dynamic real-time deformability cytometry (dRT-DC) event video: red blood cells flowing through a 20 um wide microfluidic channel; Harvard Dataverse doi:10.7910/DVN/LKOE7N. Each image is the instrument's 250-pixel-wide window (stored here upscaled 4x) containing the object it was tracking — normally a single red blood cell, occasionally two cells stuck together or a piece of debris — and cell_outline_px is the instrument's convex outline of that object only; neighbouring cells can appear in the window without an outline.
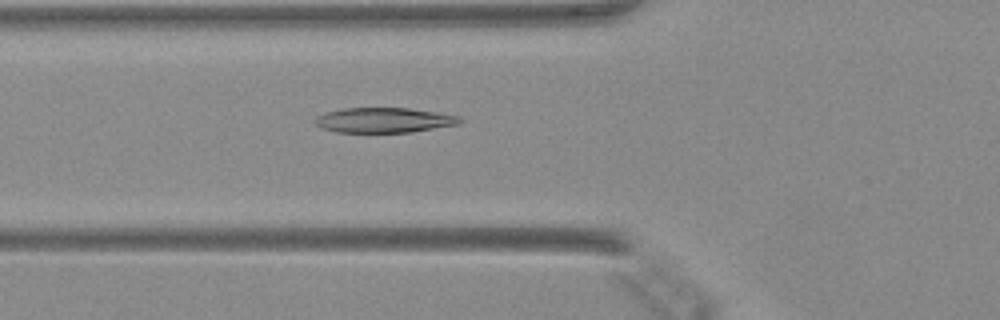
{"species": "Egyptian fruit bat (a non-hibernating species)", "species_latin": "Rousettus aegyptiacus", "temperature_condition": "warm", "stored_images_in_passage": 39, "camera_frame_rate_fps": 3000, "um_per_image_px": 0.085, "animal": {"sex": "female"}, "frame": {"image": 1, "passage_image": 18, "time_ms": 5.667, "image_size_px": [1000, 320], "cell_outline_px": [[460, 124], [412, 132], [336, 132], [320, 128], [312, 120], [316, 116], [324, 112], [344, 108], [408, 108], [440, 112], [460, 116]], "centroid_in_image_um": [32.61, 10.21], "position_along_channel_um": 93.2, "area_um2": 21.33}}
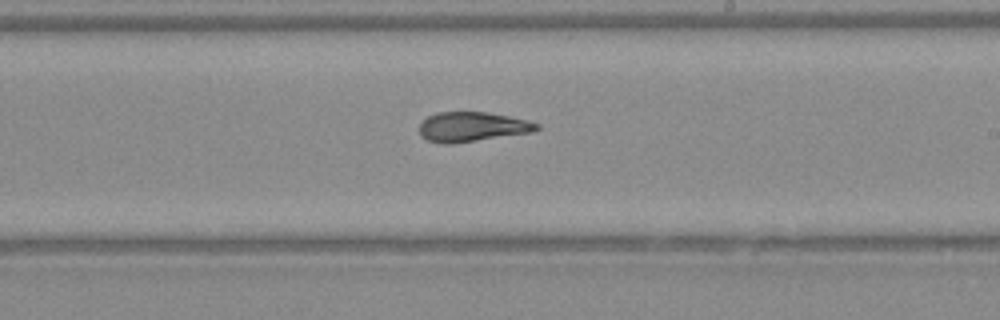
{"frame": {"image": 2, "passage_image": 29, "time_ms": 9.333, "image_size_px": [1000, 320], "cell_outline_px": [[540, 128], [532, 132], [452, 144], [444, 144], [428, 140], [420, 136], [420, 124], [428, 116], [436, 112], [484, 112], [508, 116], [528, 120], [540, 124]], "centroid_in_image_um": [40.13, 10.78], "position_along_channel_um": 248.9, "area_um2": 20.23}}
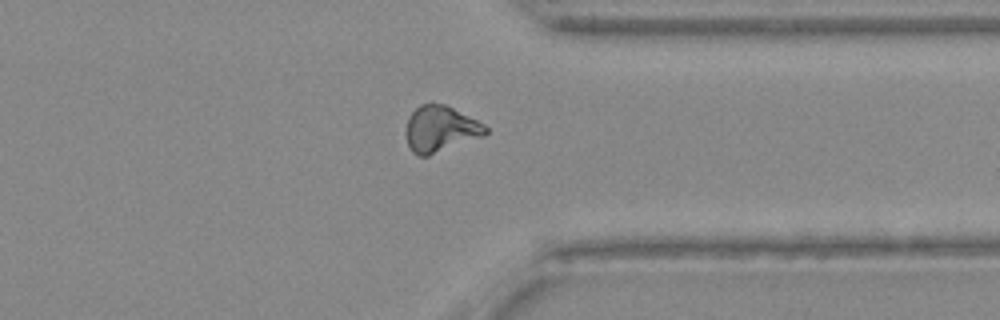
{"frame": {"image": 3, "passage_image": 38, "time_ms": 12.333, "image_size_px": [1000, 320], "cell_outline_px": [[488, 132], [484, 136], [428, 156], [416, 156], [412, 152], [408, 144], [404, 132], [404, 128], [408, 116], [420, 104], [432, 100], [444, 104], [484, 124], [488, 128]], "centroid_in_image_um": [37.38, 10.95], "position_along_channel_um": 374.0, "area_um2": 21.85}}